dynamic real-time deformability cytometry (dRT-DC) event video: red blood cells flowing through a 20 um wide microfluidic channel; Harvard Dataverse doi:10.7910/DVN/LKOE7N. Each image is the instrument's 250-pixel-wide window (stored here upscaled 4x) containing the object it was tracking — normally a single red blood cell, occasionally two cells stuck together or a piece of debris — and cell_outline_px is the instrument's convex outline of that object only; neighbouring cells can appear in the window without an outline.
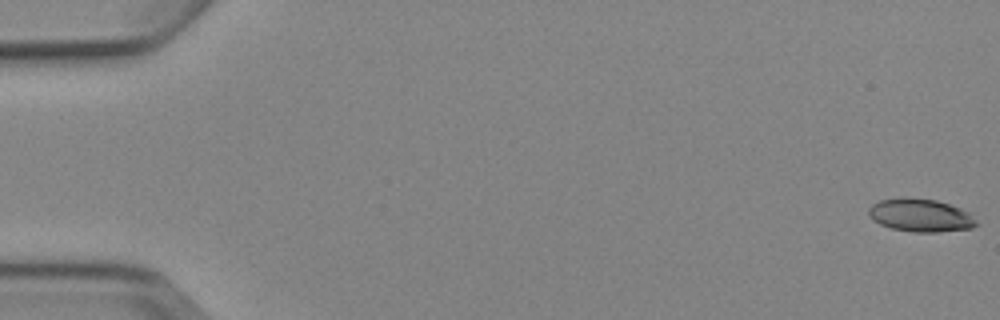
{"species": "Egyptian fruit bat (a non-hibernating species)", "species_latin": "Rousettus aegyptiacus", "temperature_condition": "cold", "stored_images_in_passage": 5, "camera_frame_rate_fps": 3000, "um_per_image_px": 0.085, "animal": {"sex": "female"}, "frame": {"image": 1, "passage_image": 1, "time_ms": 0.0, "image_size_px": [1000, 320], "cell_outline_px": [[980, 224], [972, 228], [936, 232], [912, 232], [892, 228], [880, 224], [872, 220], [868, 212], [868, 208], [872, 204], [880, 200], [904, 196], [908, 196], [936, 200], [960, 208], [968, 212]], "centroid_in_image_um": [78.22, 18.29], "position_along_channel_um": 6.8, "area_um2": 20.92}}
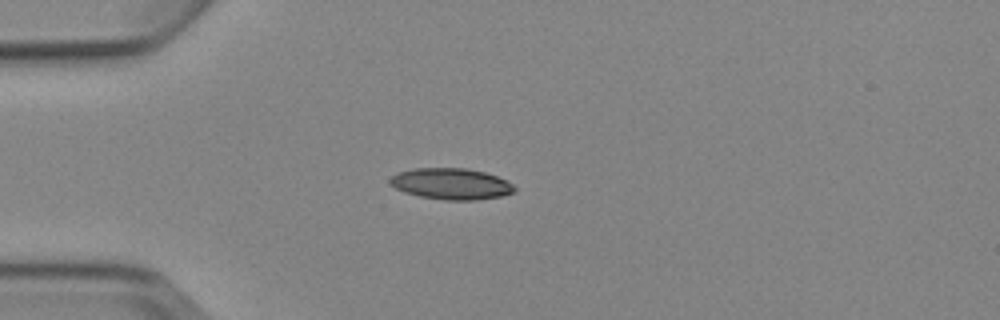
{"frame": {"image": 2, "passage_image": 5, "time_ms": 4.667, "image_size_px": [1000, 320], "cell_outline_px": [[516, 192], [500, 196], [476, 200], [444, 200], [420, 196], [404, 192], [388, 184], [388, 180], [396, 172], [412, 168], [464, 168], [484, 172], [496, 176], [512, 184], [516, 188]], "centroid_in_image_um": [38.3, 15.62], "position_along_channel_um": 46.7, "area_um2": 22.72}}